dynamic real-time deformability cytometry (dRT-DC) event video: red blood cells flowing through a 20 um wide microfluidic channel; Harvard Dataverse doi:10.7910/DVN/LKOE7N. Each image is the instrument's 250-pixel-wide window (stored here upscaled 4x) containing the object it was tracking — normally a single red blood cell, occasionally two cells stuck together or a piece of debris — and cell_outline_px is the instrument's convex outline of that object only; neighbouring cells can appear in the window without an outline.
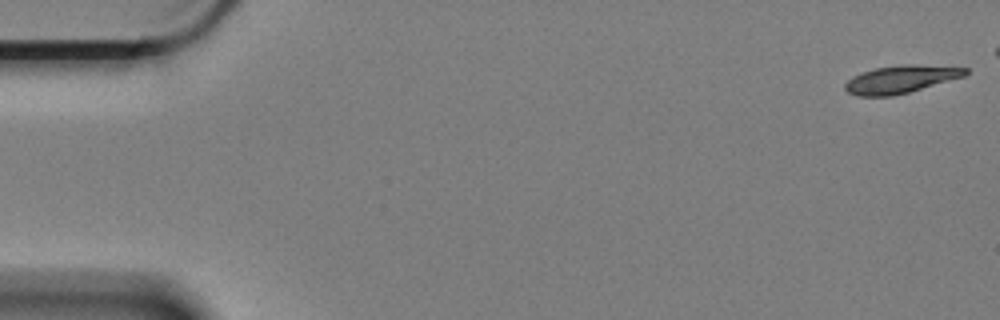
{"species": "Egyptian fruit bat (a non-hibernating species)", "species_latin": "Rousettus aegyptiacus", "temperature_condition": "cold", "stored_images_in_passage": 52, "camera_frame_rate_fps": 3000, "um_per_image_px": 0.085, "animal": {"sex": "female"}, "frame": {"image": 1, "passage_image": 1, "time_ms": 0.0, "image_size_px": [1000, 320], "cell_outline_px": [[968, 72], [964, 76], [908, 92], [892, 96], [856, 96], [848, 92], [844, 88], [844, 84], [852, 76], [876, 68], [904, 64], [916, 64], [968, 68]], "centroid_in_image_um": [76.54, 6.74], "position_along_channel_um": 8.5, "area_um2": 19.19}}
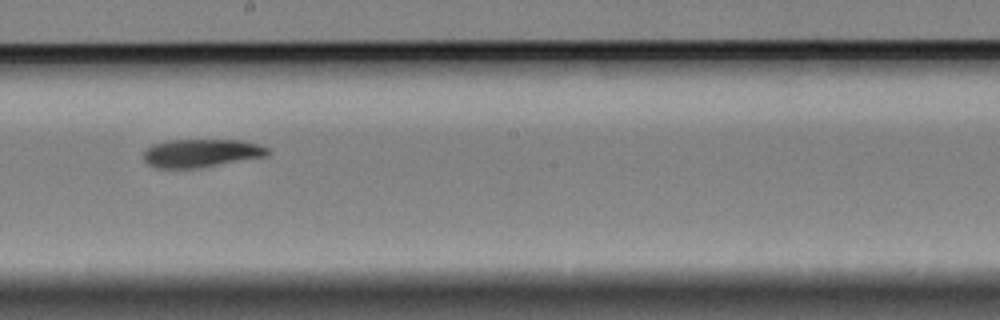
{"frame": {"image": 2, "passage_image": 33, "time_ms": 10.667, "image_size_px": [1000, 320], "cell_outline_px": [[272, 152], [268, 156], [192, 168], [156, 168], [148, 164], [144, 160], [144, 152], [152, 144], [168, 140], [240, 140], [256, 144], [268, 148]], "centroid_in_image_um": [17.1, 13.0], "position_along_channel_um": 231.1, "area_um2": 20.17}}
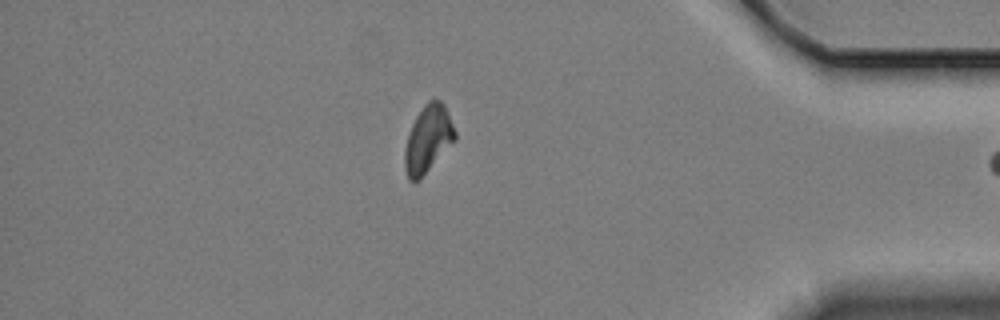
{"frame": {"image": 3, "passage_image": 51, "time_ms": 16.667, "image_size_px": [1000, 320], "cell_outline_px": [[456, 140], [416, 180], [408, 180], [404, 168], [404, 152], [408, 132], [416, 116], [424, 104], [432, 96], [440, 100], [444, 104], [456, 132]], "centroid_in_image_um": [36.37, 11.74], "position_along_channel_um": 398.8, "area_um2": 19.42}}